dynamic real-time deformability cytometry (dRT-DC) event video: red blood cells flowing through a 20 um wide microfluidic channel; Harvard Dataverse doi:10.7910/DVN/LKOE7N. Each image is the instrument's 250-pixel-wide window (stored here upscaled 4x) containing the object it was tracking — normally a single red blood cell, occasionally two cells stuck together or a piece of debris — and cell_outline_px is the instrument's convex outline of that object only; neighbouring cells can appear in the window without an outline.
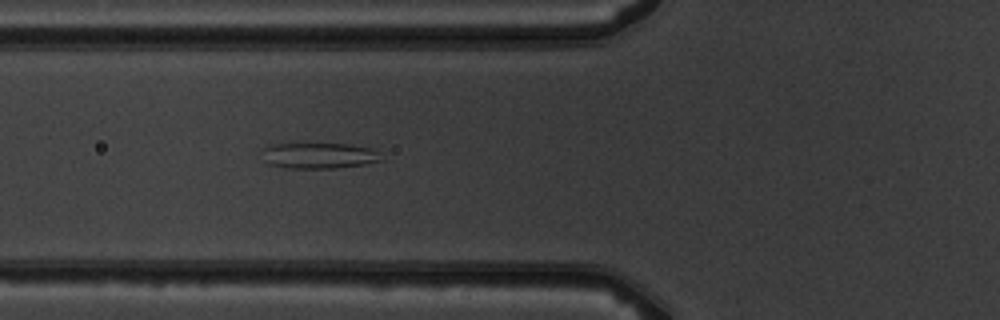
{"species": "common noctule bat (a hibernating species)", "species_latin": "Nyctalus noctula", "temperature_condition": "warm", "stored_images_in_passage": 6, "camera_frame_rate_fps": 3000, "um_per_image_px": 0.085, "animal": {"sex": "male", "body_mass_g": 19.5, "forearm_length_mm": 54.6}, "frame": {"image": 1, "passage_image": 6, "time_ms": 5.667, "image_size_px": [1000, 320], "cell_outline_px": [[384, 160], [364, 164], [336, 168], [288, 168], [268, 164], [264, 148], [272, 144], [352, 144], [368, 148], [376, 152]], "centroid_in_image_um": [27.15, 13.23], "position_along_channel_um": 98.7, "area_um2": 17.51}}